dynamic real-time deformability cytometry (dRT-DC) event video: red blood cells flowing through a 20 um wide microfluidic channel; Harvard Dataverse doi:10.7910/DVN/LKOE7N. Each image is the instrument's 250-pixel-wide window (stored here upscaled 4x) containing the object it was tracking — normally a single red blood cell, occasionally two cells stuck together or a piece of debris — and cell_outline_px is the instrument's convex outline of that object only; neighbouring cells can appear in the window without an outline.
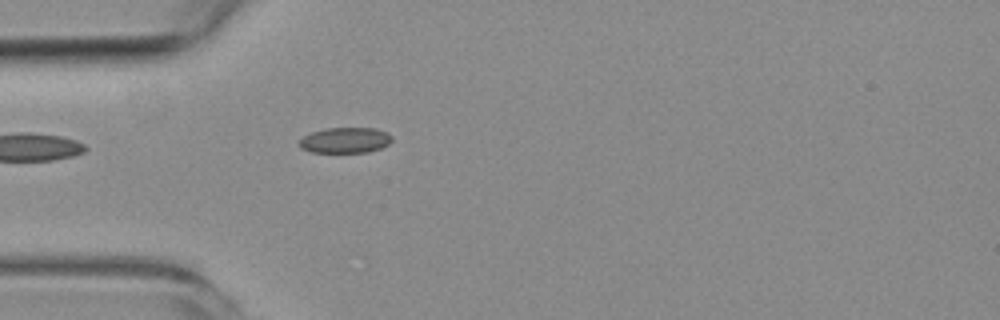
{"species": "common noctule bat (a hibernating species)", "species_latin": "Nyctalus noctula", "temperature_condition": "room temperature", "stored_images_in_passage": 1, "camera_frame_rate_fps": 3000, "um_per_image_px": 0.085, "animal": {"sex": "female", "body_mass_g": 19.3, "forearm_length_mm": 54.1}, "frame": {"image": 1, "passage_image": 1, "time_ms": 0.0, "image_size_px": [1000, 320], "cell_outline_px": [[392, 140], [388, 144], [380, 148], [368, 152], [312, 152], [300, 148], [300, 140], [304, 136], [312, 132], [328, 128], [376, 128], [388, 132], [392, 136]], "centroid_in_image_um": [29.38, 11.91], "position_along_channel_um": 55.6, "area_um2": 13.76}}